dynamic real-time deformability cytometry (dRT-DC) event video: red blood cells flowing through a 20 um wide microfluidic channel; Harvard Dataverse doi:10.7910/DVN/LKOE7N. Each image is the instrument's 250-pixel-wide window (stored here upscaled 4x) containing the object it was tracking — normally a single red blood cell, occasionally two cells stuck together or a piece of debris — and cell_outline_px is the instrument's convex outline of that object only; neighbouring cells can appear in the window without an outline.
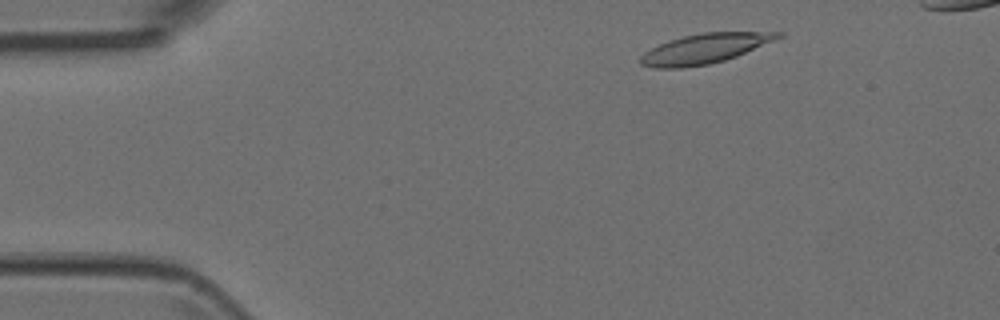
{"species": "Egyptian fruit bat (a non-hibernating species)", "species_latin": "Rousettus aegyptiacus", "temperature_condition": "room temperature", "stored_images_in_passage": 4, "segment_of_instrument_passage": [1, 2], "camera_frame_rate_fps": 3000, "um_per_image_px": 0.085, "animal": {"sex": "female"}, "frame": {"image": 1, "passage_image": 1, "time_ms": 0.0, "image_size_px": [1000, 320], "cell_outline_px": [[784, 36], [736, 56], [724, 60], [708, 64], [680, 68], [652, 68], [640, 64], [640, 56], [644, 52], [660, 44], [684, 36], [704, 32], [784, 32]], "centroid_in_image_um": [59.89, 4.13], "position_along_channel_um": 25.1, "area_um2": 23.52}}